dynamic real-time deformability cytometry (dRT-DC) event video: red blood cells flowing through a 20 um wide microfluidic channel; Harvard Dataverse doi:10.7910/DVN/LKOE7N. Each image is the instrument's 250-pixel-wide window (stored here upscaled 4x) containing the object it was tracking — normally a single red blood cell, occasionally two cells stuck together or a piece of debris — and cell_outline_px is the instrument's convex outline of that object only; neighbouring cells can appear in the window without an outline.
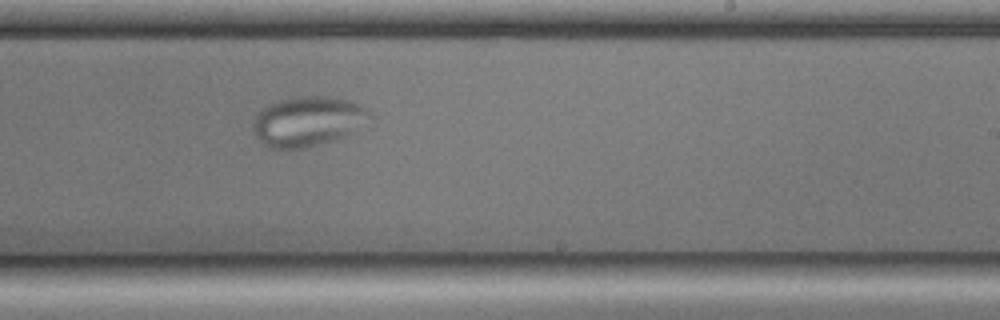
{"species": "common noctule bat (a hibernating species)", "species_latin": "Nyctalus noctula", "temperature_condition": "cold", "stored_images_in_passage": 50, "camera_frame_rate_fps": 3000, "um_per_image_px": 0.085, "animal": {"sex": "male", "body_mass_g": 17.9, "forearm_length_mm": 54.2}, "frame": {"image": 1, "passage_image": 27, "time_ms": 8.667, "image_size_px": [1000, 320], "cell_outline_px": [[376, 116], [372, 124], [348, 136], [336, 140], [304, 148], [268, 148], [252, 132], [252, 124], [260, 108], [268, 104], [280, 100], [300, 96], [336, 96], [352, 100], [368, 108]], "centroid_in_image_um": [26.31, 10.3], "position_along_channel_um": 262.7, "area_um2": 35.32}}